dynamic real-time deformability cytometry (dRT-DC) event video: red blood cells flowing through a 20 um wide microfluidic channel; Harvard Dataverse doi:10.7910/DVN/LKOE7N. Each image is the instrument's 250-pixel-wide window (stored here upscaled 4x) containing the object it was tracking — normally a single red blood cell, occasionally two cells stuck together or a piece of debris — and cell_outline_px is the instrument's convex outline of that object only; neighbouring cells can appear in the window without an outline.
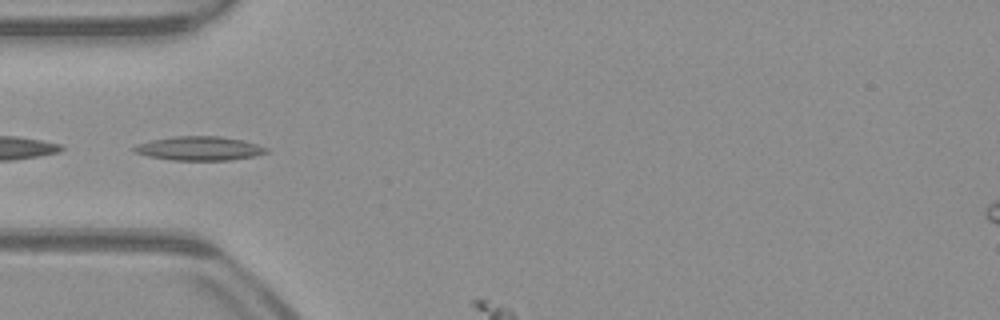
{"species": "common noctule bat (a hibernating species)", "species_latin": "Nyctalus noctula", "temperature_condition": "warm", "stored_images_in_passage": 2, "camera_frame_rate_fps": 3000, "um_per_image_px": 0.085, "animal": {"sex": "male", "body_mass_g": 23.1, "forearm_length_mm": 52.7}, "frame": {"image": 1, "passage_image": 1, "time_ms": 0.0, "image_size_px": [1000, 320], "cell_outline_px": [[268, 152], [256, 156], [232, 160], [172, 160], [148, 156], [132, 152], [132, 148], [136, 144], [152, 140], [172, 136], [220, 136], [240, 140], [256, 144], [268, 148]], "centroid_in_image_um": [16.91, 12.62], "position_along_channel_um": 68.1, "area_um2": 18.55}}